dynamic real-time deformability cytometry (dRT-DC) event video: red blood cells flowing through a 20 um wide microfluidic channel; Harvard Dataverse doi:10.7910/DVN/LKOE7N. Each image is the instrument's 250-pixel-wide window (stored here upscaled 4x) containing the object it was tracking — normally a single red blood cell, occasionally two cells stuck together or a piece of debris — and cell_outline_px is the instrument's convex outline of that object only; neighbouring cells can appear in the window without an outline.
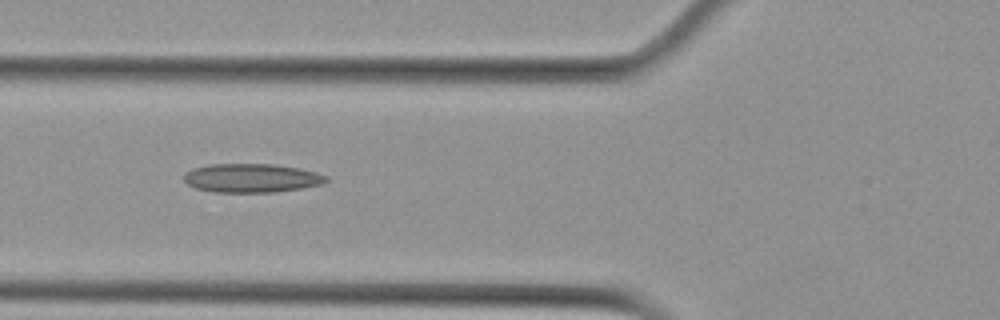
{"species": "Egyptian fruit bat (a non-hibernating species)", "species_latin": "Rousettus aegyptiacus", "temperature_condition": "cold", "stored_images_in_passage": 8, "camera_frame_rate_fps": 3000, "um_per_image_px": 0.085, "animal": {"sex": "female"}, "frame": {"image": 1, "passage_image": 5, "time_ms": 1.333, "image_size_px": [1000, 320], "cell_outline_px": [[328, 180], [320, 184], [300, 188], [276, 192], [212, 192], [196, 188], [188, 184], [184, 180], [184, 172], [192, 168], [208, 164], [272, 164], [300, 168], [316, 172], [328, 176]], "centroid_in_image_um": [21.35, 15.13], "position_along_channel_um": 104.5, "area_um2": 23.93}}
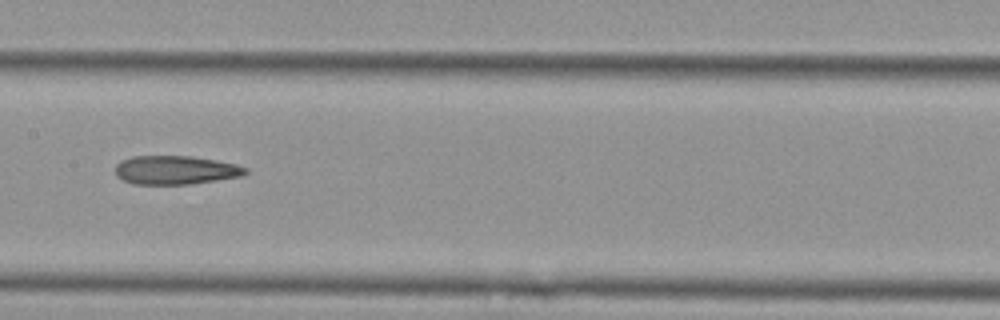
{"frame": {"image": 2, "passage_image": 7, "time_ms": 2.0, "image_size_px": [1000, 320], "cell_outline_px": [[248, 172], [244, 176], [188, 184], [132, 184], [116, 176], [116, 164], [120, 160], [132, 156], [192, 156], [216, 160], [236, 164], [248, 168]], "centroid_in_image_um": [14.93, 14.45], "position_along_channel_um": 192.5, "area_um2": 21.91}}
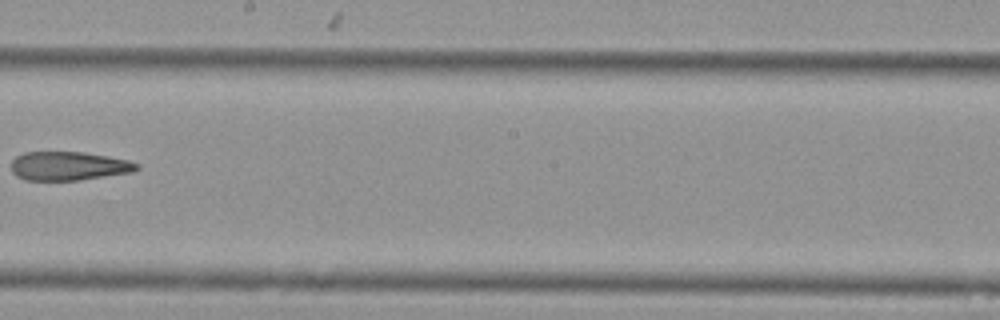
{"frame": {"image": 3, "passage_image": 8, "time_ms": 2.333, "image_size_px": [1000, 320], "cell_outline_px": [[140, 168], [132, 172], [80, 180], [24, 180], [16, 176], [12, 172], [12, 160], [16, 156], [24, 152], [84, 152], [108, 156], [128, 160], [140, 164]], "centroid_in_image_um": [5.84, 14.11], "position_along_channel_um": 242.4, "area_um2": 21.15}}